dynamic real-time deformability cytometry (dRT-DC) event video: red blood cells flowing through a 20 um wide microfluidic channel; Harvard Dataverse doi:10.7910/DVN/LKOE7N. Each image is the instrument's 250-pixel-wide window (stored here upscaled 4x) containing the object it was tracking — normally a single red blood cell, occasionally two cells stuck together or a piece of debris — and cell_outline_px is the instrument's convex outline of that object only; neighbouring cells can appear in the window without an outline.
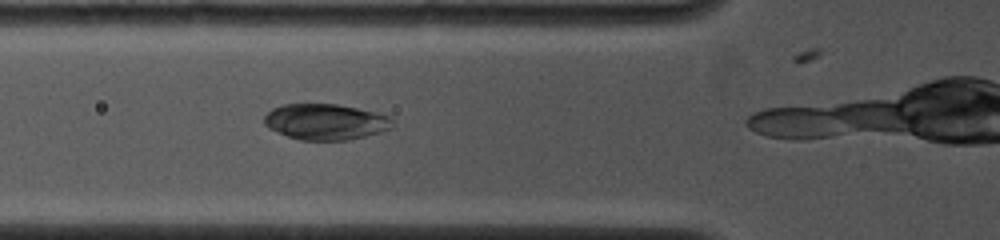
{"species": "common noctule bat (a hibernating species)", "species_latin": "Nyctalus noctula", "temperature_condition": "cold", "stored_images_in_passage": 9, "camera_frame_rate_fps": 4000, "um_per_image_px": 0.085, "animal": {"sex": "female", "body_mass_g": 19.0, "forearm_length_mm": 53.3}, "frame": {"image": 1, "passage_image": 6, "time_ms": 1.75, "image_size_px": [1000, 240], "cell_outline_px": [[392, 128], [380, 132], [348, 140], [300, 140], [288, 136], [268, 128], [264, 124], [264, 116], [272, 108], [280, 104], [336, 104], [356, 108], [392, 116]], "centroid_in_image_um": [27.65, 10.35], "position_along_channel_um": 98.1, "area_um2": 26.82}}